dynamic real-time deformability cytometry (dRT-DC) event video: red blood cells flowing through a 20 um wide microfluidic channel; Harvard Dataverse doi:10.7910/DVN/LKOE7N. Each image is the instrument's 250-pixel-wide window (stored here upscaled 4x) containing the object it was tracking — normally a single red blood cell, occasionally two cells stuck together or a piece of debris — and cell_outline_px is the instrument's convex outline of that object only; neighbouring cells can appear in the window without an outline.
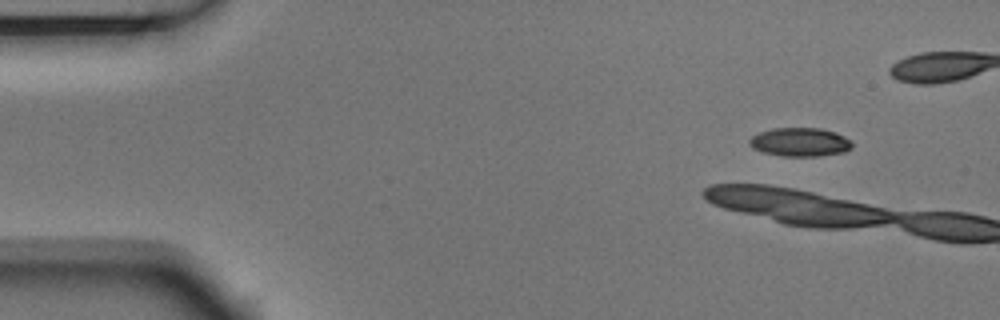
{"species": "Egyptian fruit bat (a non-hibernating species)", "species_latin": "Rousettus aegyptiacus", "temperature_condition": "room temperature", "stored_images_in_passage": 4, "segment_of_instrument_passage": [2, 2], "camera_frame_rate_fps": 3000, "um_per_image_px": 0.085, "animal": {"sex": "male"}, "frame": {"image": 1, "passage_image": 4, "time_ms": 1.0, "image_size_px": [1000, 320], "cell_outline_px": [[852, 148], [844, 152], [820, 156], [780, 156], [764, 152], [752, 148], [748, 144], [748, 140], [752, 136], [760, 132], [772, 128], [820, 128], [836, 132], [852, 140]], "centroid_in_image_um": [68.01, 12.08], "position_along_channel_um": 17.0, "area_um2": 17.34}}